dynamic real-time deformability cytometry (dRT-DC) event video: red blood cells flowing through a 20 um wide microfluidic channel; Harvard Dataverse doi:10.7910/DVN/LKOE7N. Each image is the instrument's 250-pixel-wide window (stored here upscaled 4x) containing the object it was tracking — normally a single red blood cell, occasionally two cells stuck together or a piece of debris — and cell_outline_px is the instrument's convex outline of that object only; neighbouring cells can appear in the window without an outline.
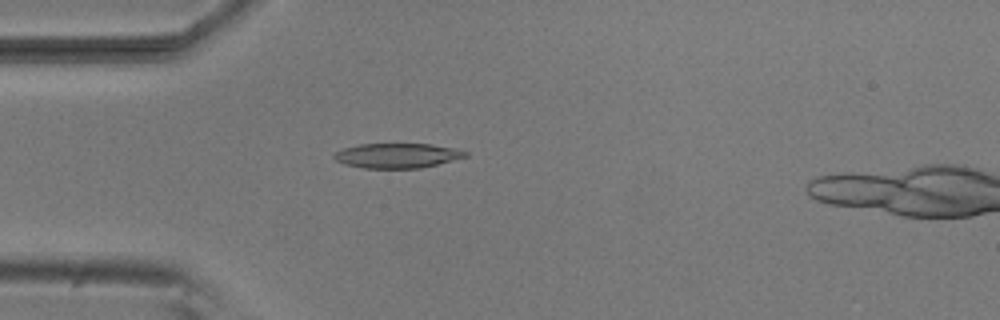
{"species": "common noctule bat (a hibernating species)", "species_latin": "Nyctalus noctula", "temperature_condition": "room temperature", "stored_images_in_passage": 50, "camera_frame_rate_fps": 3000, "um_per_image_px": 0.085, "animal": {"sex": "male", "body_mass_g": 20.5, "forearm_length_mm": 52.5}, "frame": {"image": 1, "passage_image": 14, "time_ms": 4.333, "image_size_px": [1000, 320], "cell_outline_px": [[468, 156], [420, 168], [364, 168], [344, 164], [336, 160], [332, 156], [336, 152], [344, 148], [360, 144], [432, 144], [452, 148], [468, 152]], "centroid_in_image_um": [33.74, 13.22], "position_along_channel_um": 51.3, "area_um2": 18.73}}
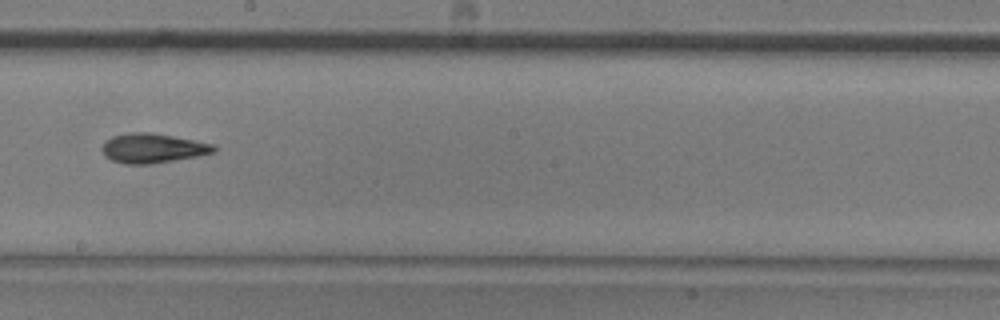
{"frame": {"image": 2, "passage_image": 29, "time_ms": 9.333, "image_size_px": [1000, 320], "cell_outline_px": [[216, 152], [196, 156], [148, 164], [124, 164], [112, 160], [104, 156], [100, 148], [104, 140], [112, 136], [132, 132], [148, 132], [172, 136], [212, 144], [216, 148]], "centroid_in_image_um": [12.9, 12.59], "position_along_channel_um": 235.3, "area_um2": 19.07}}
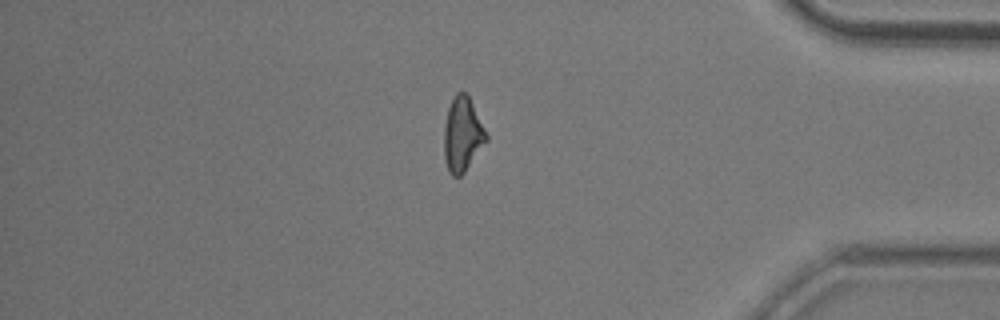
{"frame": {"image": 3, "passage_image": 44, "time_ms": 14.333, "image_size_px": [1000, 320], "cell_outline_px": [[488, 140], [464, 172], [460, 176], [452, 176], [448, 172], [444, 160], [444, 128], [448, 108], [456, 92], [468, 92], [488, 136]], "centroid_in_image_um": [39.31, 11.42], "position_along_channel_um": 395.9, "area_um2": 18.44}}